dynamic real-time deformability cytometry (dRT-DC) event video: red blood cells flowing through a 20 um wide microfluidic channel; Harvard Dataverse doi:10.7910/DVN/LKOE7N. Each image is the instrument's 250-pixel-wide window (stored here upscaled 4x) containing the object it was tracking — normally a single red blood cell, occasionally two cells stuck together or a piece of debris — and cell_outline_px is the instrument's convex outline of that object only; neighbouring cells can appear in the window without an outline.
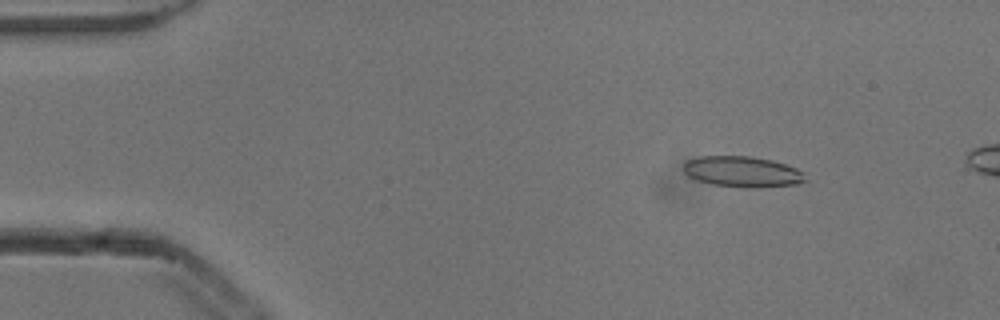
{"species": "common noctule bat (a hibernating species)", "species_latin": "Nyctalus noctula", "temperature_condition": "cold", "stored_images_in_passage": 3, "camera_frame_rate_fps": 3000, "um_per_image_px": 0.085, "animal": {"sex": "male", "body_mass_g": 13.3}, "frame": {"image": 1, "passage_image": 2, "time_ms": 0.333, "image_size_px": [1000, 320], "cell_outline_px": [[808, 180], [796, 184], [756, 188], [752, 188], [712, 184], [688, 176], [684, 172], [684, 164], [688, 160], [700, 156], [752, 156], [772, 160], [796, 168], [804, 172]], "centroid_in_image_um": [63.15, 14.59], "position_along_channel_um": 21.9, "area_um2": 21.79}}